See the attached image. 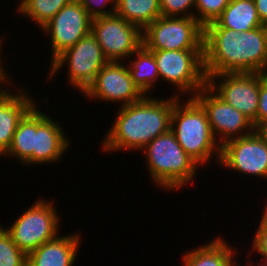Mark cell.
<instances>
[{"instance_id": "obj_1", "label": "cell", "mask_w": 267, "mask_h": 266, "mask_svg": "<svg viewBox=\"0 0 267 266\" xmlns=\"http://www.w3.org/2000/svg\"><path fill=\"white\" fill-rule=\"evenodd\" d=\"M206 77L221 73H259L267 63V25L237 32L216 21L204 27Z\"/></svg>"}, {"instance_id": "obj_2", "label": "cell", "mask_w": 267, "mask_h": 266, "mask_svg": "<svg viewBox=\"0 0 267 266\" xmlns=\"http://www.w3.org/2000/svg\"><path fill=\"white\" fill-rule=\"evenodd\" d=\"M178 98L174 94L164 99L145 95L139 101L119 107L117 115L114 114V123L103 138V153L137 152L166 133L170 130L172 111Z\"/></svg>"}, {"instance_id": "obj_3", "label": "cell", "mask_w": 267, "mask_h": 266, "mask_svg": "<svg viewBox=\"0 0 267 266\" xmlns=\"http://www.w3.org/2000/svg\"><path fill=\"white\" fill-rule=\"evenodd\" d=\"M140 151L145 152L149 180L162 190L186 189L198 176L200 165L184 151L171 130L157 136Z\"/></svg>"}, {"instance_id": "obj_4", "label": "cell", "mask_w": 267, "mask_h": 266, "mask_svg": "<svg viewBox=\"0 0 267 266\" xmlns=\"http://www.w3.org/2000/svg\"><path fill=\"white\" fill-rule=\"evenodd\" d=\"M182 99L175 101L170 130L184 151L201 167L208 165L214 156V162L219 164L221 145L212 133L206 111L194 97L185 98L187 102Z\"/></svg>"}, {"instance_id": "obj_5", "label": "cell", "mask_w": 267, "mask_h": 266, "mask_svg": "<svg viewBox=\"0 0 267 266\" xmlns=\"http://www.w3.org/2000/svg\"><path fill=\"white\" fill-rule=\"evenodd\" d=\"M150 51L154 54L161 81L172 84L178 91L177 97H194L207 85L203 50Z\"/></svg>"}, {"instance_id": "obj_6", "label": "cell", "mask_w": 267, "mask_h": 266, "mask_svg": "<svg viewBox=\"0 0 267 266\" xmlns=\"http://www.w3.org/2000/svg\"><path fill=\"white\" fill-rule=\"evenodd\" d=\"M56 209L54 201L41 197L22 214L20 213L11 226L4 228L16 246L28 255L61 233L59 223L61 217Z\"/></svg>"}, {"instance_id": "obj_7", "label": "cell", "mask_w": 267, "mask_h": 266, "mask_svg": "<svg viewBox=\"0 0 267 266\" xmlns=\"http://www.w3.org/2000/svg\"><path fill=\"white\" fill-rule=\"evenodd\" d=\"M107 62L108 59L101 46L90 32L50 63L47 80L53 81V78L61 72V68L67 66L69 85L82 94L93 83L97 73Z\"/></svg>"}, {"instance_id": "obj_8", "label": "cell", "mask_w": 267, "mask_h": 266, "mask_svg": "<svg viewBox=\"0 0 267 266\" xmlns=\"http://www.w3.org/2000/svg\"><path fill=\"white\" fill-rule=\"evenodd\" d=\"M148 50H203L204 27L194 17L160 16L142 31Z\"/></svg>"}, {"instance_id": "obj_9", "label": "cell", "mask_w": 267, "mask_h": 266, "mask_svg": "<svg viewBox=\"0 0 267 266\" xmlns=\"http://www.w3.org/2000/svg\"><path fill=\"white\" fill-rule=\"evenodd\" d=\"M219 165L243 176L267 179V136L254 130L221 146Z\"/></svg>"}, {"instance_id": "obj_10", "label": "cell", "mask_w": 267, "mask_h": 266, "mask_svg": "<svg viewBox=\"0 0 267 266\" xmlns=\"http://www.w3.org/2000/svg\"><path fill=\"white\" fill-rule=\"evenodd\" d=\"M207 86L223 101L244 114L257 130L260 73L211 75L207 77Z\"/></svg>"}, {"instance_id": "obj_11", "label": "cell", "mask_w": 267, "mask_h": 266, "mask_svg": "<svg viewBox=\"0 0 267 266\" xmlns=\"http://www.w3.org/2000/svg\"><path fill=\"white\" fill-rule=\"evenodd\" d=\"M91 33L108 61L125 62L143 45L142 30L116 14L92 19Z\"/></svg>"}, {"instance_id": "obj_12", "label": "cell", "mask_w": 267, "mask_h": 266, "mask_svg": "<svg viewBox=\"0 0 267 266\" xmlns=\"http://www.w3.org/2000/svg\"><path fill=\"white\" fill-rule=\"evenodd\" d=\"M108 61L97 73L83 97L103 102L117 103L120 107L142 99L145 94L131 79L127 63Z\"/></svg>"}, {"instance_id": "obj_13", "label": "cell", "mask_w": 267, "mask_h": 266, "mask_svg": "<svg viewBox=\"0 0 267 266\" xmlns=\"http://www.w3.org/2000/svg\"><path fill=\"white\" fill-rule=\"evenodd\" d=\"M92 18L78 0H71L41 28L51 40V63L91 32ZM50 37V38H49Z\"/></svg>"}, {"instance_id": "obj_14", "label": "cell", "mask_w": 267, "mask_h": 266, "mask_svg": "<svg viewBox=\"0 0 267 266\" xmlns=\"http://www.w3.org/2000/svg\"><path fill=\"white\" fill-rule=\"evenodd\" d=\"M194 98L206 111L212 133L221 146L255 130L253 123L244 114L223 101L207 85Z\"/></svg>"}, {"instance_id": "obj_15", "label": "cell", "mask_w": 267, "mask_h": 266, "mask_svg": "<svg viewBox=\"0 0 267 266\" xmlns=\"http://www.w3.org/2000/svg\"><path fill=\"white\" fill-rule=\"evenodd\" d=\"M39 106L35 105V141L32 165L57 164L71 148V139L67 137L59 120H54L50 115L39 110Z\"/></svg>"}, {"instance_id": "obj_16", "label": "cell", "mask_w": 267, "mask_h": 266, "mask_svg": "<svg viewBox=\"0 0 267 266\" xmlns=\"http://www.w3.org/2000/svg\"><path fill=\"white\" fill-rule=\"evenodd\" d=\"M13 84H15L14 79H11L0 90V157L6 154L12 144L13 135L19 122L38 104L34 97L26 93L28 89L24 90L23 87H20L21 91L15 89V92L14 89L12 91L11 88H7L14 87Z\"/></svg>"}, {"instance_id": "obj_17", "label": "cell", "mask_w": 267, "mask_h": 266, "mask_svg": "<svg viewBox=\"0 0 267 266\" xmlns=\"http://www.w3.org/2000/svg\"><path fill=\"white\" fill-rule=\"evenodd\" d=\"M82 241L78 231L59 234L28 254L27 266H74Z\"/></svg>"}, {"instance_id": "obj_18", "label": "cell", "mask_w": 267, "mask_h": 266, "mask_svg": "<svg viewBox=\"0 0 267 266\" xmlns=\"http://www.w3.org/2000/svg\"><path fill=\"white\" fill-rule=\"evenodd\" d=\"M210 242L191 248L181 258L183 266H239L238 251L222 236L213 237ZM237 253H236V252Z\"/></svg>"}, {"instance_id": "obj_19", "label": "cell", "mask_w": 267, "mask_h": 266, "mask_svg": "<svg viewBox=\"0 0 267 266\" xmlns=\"http://www.w3.org/2000/svg\"><path fill=\"white\" fill-rule=\"evenodd\" d=\"M216 22L223 28L240 33L264 26L254 0H230Z\"/></svg>"}, {"instance_id": "obj_20", "label": "cell", "mask_w": 267, "mask_h": 266, "mask_svg": "<svg viewBox=\"0 0 267 266\" xmlns=\"http://www.w3.org/2000/svg\"><path fill=\"white\" fill-rule=\"evenodd\" d=\"M133 55L125 62L131 79L145 95H150L160 79L154 54L142 45Z\"/></svg>"}, {"instance_id": "obj_21", "label": "cell", "mask_w": 267, "mask_h": 266, "mask_svg": "<svg viewBox=\"0 0 267 266\" xmlns=\"http://www.w3.org/2000/svg\"><path fill=\"white\" fill-rule=\"evenodd\" d=\"M35 141V106L16 127L12 144L3 157L16 158L21 164L32 166V151Z\"/></svg>"}, {"instance_id": "obj_22", "label": "cell", "mask_w": 267, "mask_h": 266, "mask_svg": "<svg viewBox=\"0 0 267 266\" xmlns=\"http://www.w3.org/2000/svg\"><path fill=\"white\" fill-rule=\"evenodd\" d=\"M115 14L143 31L161 16L160 0H116Z\"/></svg>"}, {"instance_id": "obj_23", "label": "cell", "mask_w": 267, "mask_h": 266, "mask_svg": "<svg viewBox=\"0 0 267 266\" xmlns=\"http://www.w3.org/2000/svg\"><path fill=\"white\" fill-rule=\"evenodd\" d=\"M71 0H20L16 12L41 29Z\"/></svg>"}, {"instance_id": "obj_24", "label": "cell", "mask_w": 267, "mask_h": 266, "mask_svg": "<svg viewBox=\"0 0 267 266\" xmlns=\"http://www.w3.org/2000/svg\"><path fill=\"white\" fill-rule=\"evenodd\" d=\"M3 227L0 225V266H27V255L16 246Z\"/></svg>"}, {"instance_id": "obj_25", "label": "cell", "mask_w": 267, "mask_h": 266, "mask_svg": "<svg viewBox=\"0 0 267 266\" xmlns=\"http://www.w3.org/2000/svg\"><path fill=\"white\" fill-rule=\"evenodd\" d=\"M230 0H195L194 18L205 27L215 22Z\"/></svg>"}, {"instance_id": "obj_26", "label": "cell", "mask_w": 267, "mask_h": 266, "mask_svg": "<svg viewBox=\"0 0 267 266\" xmlns=\"http://www.w3.org/2000/svg\"><path fill=\"white\" fill-rule=\"evenodd\" d=\"M163 17H194L195 0H160Z\"/></svg>"}, {"instance_id": "obj_27", "label": "cell", "mask_w": 267, "mask_h": 266, "mask_svg": "<svg viewBox=\"0 0 267 266\" xmlns=\"http://www.w3.org/2000/svg\"><path fill=\"white\" fill-rule=\"evenodd\" d=\"M92 19L115 14L116 0H78ZM109 10H106L108 5Z\"/></svg>"}, {"instance_id": "obj_28", "label": "cell", "mask_w": 267, "mask_h": 266, "mask_svg": "<svg viewBox=\"0 0 267 266\" xmlns=\"http://www.w3.org/2000/svg\"><path fill=\"white\" fill-rule=\"evenodd\" d=\"M260 218L259 225L251 239L252 249L250 250L260 255L259 260H267V219L263 215Z\"/></svg>"}, {"instance_id": "obj_29", "label": "cell", "mask_w": 267, "mask_h": 266, "mask_svg": "<svg viewBox=\"0 0 267 266\" xmlns=\"http://www.w3.org/2000/svg\"><path fill=\"white\" fill-rule=\"evenodd\" d=\"M267 127V83L260 75L259 103L257 111V130Z\"/></svg>"}, {"instance_id": "obj_30", "label": "cell", "mask_w": 267, "mask_h": 266, "mask_svg": "<svg viewBox=\"0 0 267 266\" xmlns=\"http://www.w3.org/2000/svg\"><path fill=\"white\" fill-rule=\"evenodd\" d=\"M261 22L267 25V0H254Z\"/></svg>"}, {"instance_id": "obj_31", "label": "cell", "mask_w": 267, "mask_h": 266, "mask_svg": "<svg viewBox=\"0 0 267 266\" xmlns=\"http://www.w3.org/2000/svg\"><path fill=\"white\" fill-rule=\"evenodd\" d=\"M4 40V38H1L0 39V80H10V79H12L11 77H9V75H8V73H7V71H5V69H7V68H5L4 66L5 65H3L4 63H2V62H4L3 61V59H2V49H3V46H2V44H3V41Z\"/></svg>"}, {"instance_id": "obj_32", "label": "cell", "mask_w": 267, "mask_h": 266, "mask_svg": "<svg viewBox=\"0 0 267 266\" xmlns=\"http://www.w3.org/2000/svg\"><path fill=\"white\" fill-rule=\"evenodd\" d=\"M253 254H249V259H248V261H247V264L245 265V266H252V264H253V266H267V260H261L262 262H259V263H255V265H254V262H253V260L252 259H250V256H252ZM250 260H251V263H250ZM262 263V264H261Z\"/></svg>"}, {"instance_id": "obj_33", "label": "cell", "mask_w": 267, "mask_h": 266, "mask_svg": "<svg viewBox=\"0 0 267 266\" xmlns=\"http://www.w3.org/2000/svg\"><path fill=\"white\" fill-rule=\"evenodd\" d=\"M262 79L267 83V63L265 64V66L261 69V71L259 72Z\"/></svg>"}, {"instance_id": "obj_34", "label": "cell", "mask_w": 267, "mask_h": 266, "mask_svg": "<svg viewBox=\"0 0 267 266\" xmlns=\"http://www.w3.org/2000/svg\"><path fill=\"white\" fill-rule=\"evenodd\" d=\"M262 211L263 213L261 212V214H263V216L267 219V202L265 203L264 209Z\"/></svg>"}, {"instance_id": "obj_35", "label": "cell", "mask_w": 267, "mask_h": 266, "mask_svg": "<svg viewBox=\"0 0 267 266\" xmlns=\"http://www.w3.org/2000/svg\"><path fill=\"white\" fill-rule=\"evenodd\" d=\"M10 81H11V80H0V86H1V85H4V86H5V85L8 84ZM2 88H3V87L1 86V87H0V90H1Z\"/></svg>"}, {"instance_id": "obj_36", "label": "cell", "mask_w": 267, "mask_h": 266, "mask_svg": "<svg viewBox=\"0 0 267 266\" xmlns=\"http://www.w3.org/2000/svg\"><path fill=\"white\" fill-rule=\"evenodd\" d=\"M262 131H263V132L265 133V135L267 136V127H265Z\"/></svg>"}]
</instances>
